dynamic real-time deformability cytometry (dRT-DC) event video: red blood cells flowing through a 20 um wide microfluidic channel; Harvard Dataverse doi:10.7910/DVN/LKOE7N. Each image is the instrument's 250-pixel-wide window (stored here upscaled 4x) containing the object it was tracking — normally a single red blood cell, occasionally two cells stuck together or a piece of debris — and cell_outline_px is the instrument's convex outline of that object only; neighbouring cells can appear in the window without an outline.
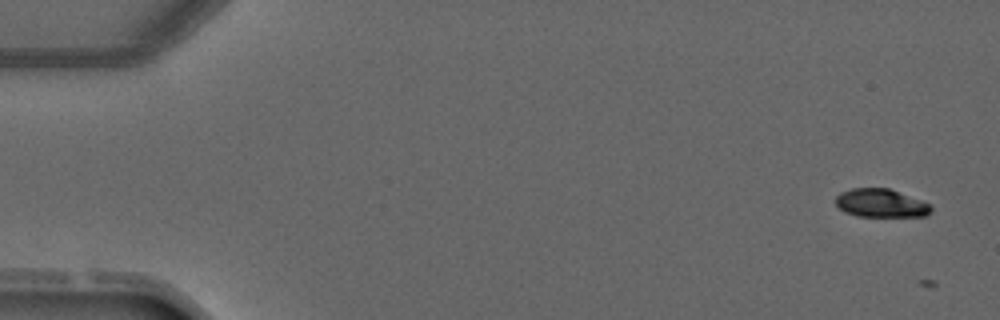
{"species": "common noctule bat (a hibernating species)", "species_latin": "Nyctalus noctula", "temperature_condition": "warm", "stored_images_in_passage": 4, "camera_frame_rate_fps": 3000, "um_per_image_px": 0.085, "animal": {"sex": "male", "forearm_length_mm": 52.5}, "frame": {"image": 1, "passage_image": 1, "time_ms": 0.0, "image_size_px": [1000, 320], "cell_outline_px": [[932, 212], [924, 216], [856, 216], [844, 212], [836, 204], [836, 196], [840, 192], [852, 188], [888, 188], [932, 204]], "centroid_in_image_um": [74.88, 17.27], "position_along_channel_um": 10.1, "area_um2": 15.78}}